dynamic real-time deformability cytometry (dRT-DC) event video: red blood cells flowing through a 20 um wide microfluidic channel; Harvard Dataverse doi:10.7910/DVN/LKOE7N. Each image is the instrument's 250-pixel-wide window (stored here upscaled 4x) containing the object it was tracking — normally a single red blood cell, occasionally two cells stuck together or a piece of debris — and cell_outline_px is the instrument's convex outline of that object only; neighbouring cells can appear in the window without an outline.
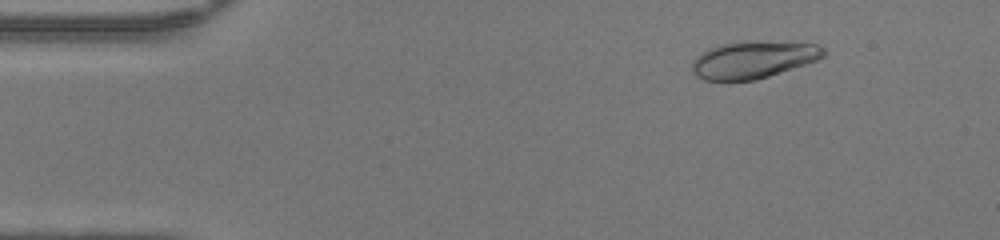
{"species": "human", "species_latin": "Homo sapiens", "temperature_condition": "warm", "stored_images_in_passage": 48, "camera_frame_rate_fps": 3000, "um_per_image_px": 0.085, "donor": {"sex": "female"}, "frame": {"image": 1, "passage_image": 6, "time_ms": 1.667, "image_size_px": [1000, 240], "cell_outline_px": [[828, 52], [824, 56], [816, 60], [756, 80], [704, 80], [696, 76], [692, 72], [692, 60], [700, 52], [708, 48], [724, 44], [816, 44], [824, 48]], "centroid_in_image_um": [63.95, 5.13], "position_along_channel_um": 21.0, "area_um2": 27.17}}
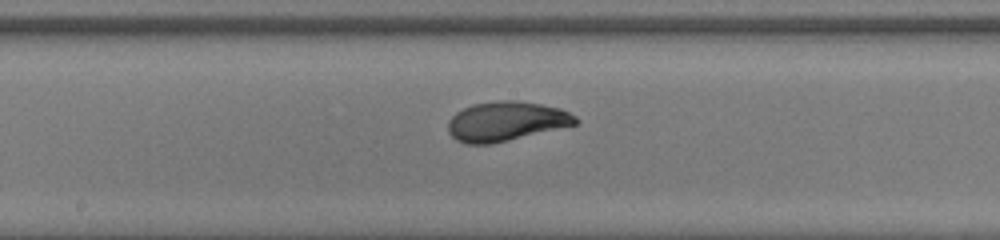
{"frame": {"image": 2, "passage_image": 25, "time_ms": 8.0, "image_size_px": [1000, 240], "cell_outline_px": [[580, 120], [576, 124], [492, 144], [468, 144], [456, 140], [448, 132], [448, 120], [456, 112], [472, 104], [500, 100], [516, 100], [540, 104], [560, 108], [576, 116]], "centroid_in_image_um": [43.0, 10.31], "position_along_channel_um": 205.2, "area_um2": 29.25}}
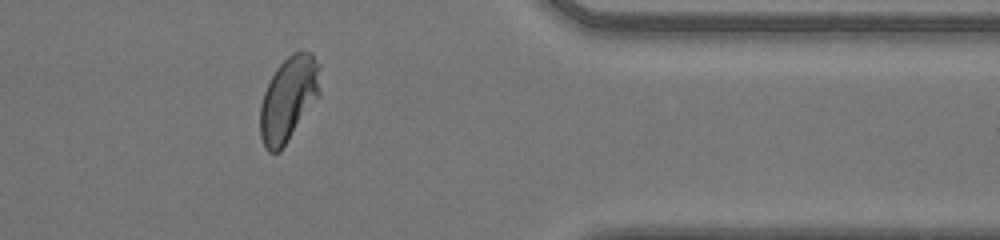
{"frame": {"image": 3, "passage_image": 39, "time_ms": 12.667, "image_size_px": [1000, 240], "cell_outline_px": [[320, 92], [280, 152], [268, 152], [264, 148], [260, 136], [260, 104], [264, 92], [276, 68], [292, 52], [312, 52], [320, 64]], "centroid_in_image_um": [24.51, 8.39], "position_along_channel_um": 386.9, "area_um2": 29.3}, "authors_computed_cell_mechanics": {"area_um2": 29.1023, "velocity_mm_per_s": 4.3086, "shape_relaxation_time_tau1_ms": 3.2434, "shape_relaxation_time_tau2_ms": null, "deformation_change_tau1": 0.1524, "deformation_change_tau2": null}}